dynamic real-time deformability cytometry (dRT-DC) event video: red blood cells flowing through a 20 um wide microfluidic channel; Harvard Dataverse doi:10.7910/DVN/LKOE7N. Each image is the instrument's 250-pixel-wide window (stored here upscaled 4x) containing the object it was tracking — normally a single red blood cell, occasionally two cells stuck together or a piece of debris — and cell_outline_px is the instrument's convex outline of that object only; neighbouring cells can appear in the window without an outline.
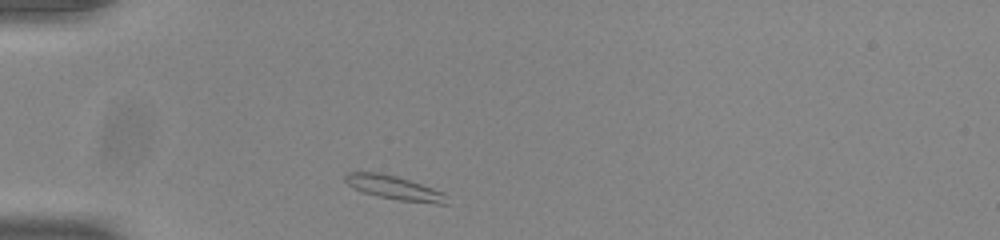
{"species": "common noctule bat (a hibernating species)", "species_latin": "Nyctalus noctula", "temperature_condition": "room temperature", "stored_images_in_passage": 39, "camera_frame_rate_fps": 3000, "um_per_image_px": 0.085, "animal": {"sex": "male", "body_mass_g": 20.0, "forearm_length_mm": 53.3}, "frame": {"image": 1, "passage_image": 1, "time_ms": 0.0, "image_size_px": [1000, 240], "cell_outline_px": [[448, 204], [436, 204], [396, 200], [364, 192], [348, 184], [344, 180], [344, 176], [348, 172], [376, 172], [396, 176], [444, 192]], "centroid_in_image_um": [33.53, 15.96], "position_along_channel_um": 51.5, "area_um2": 13.87}}
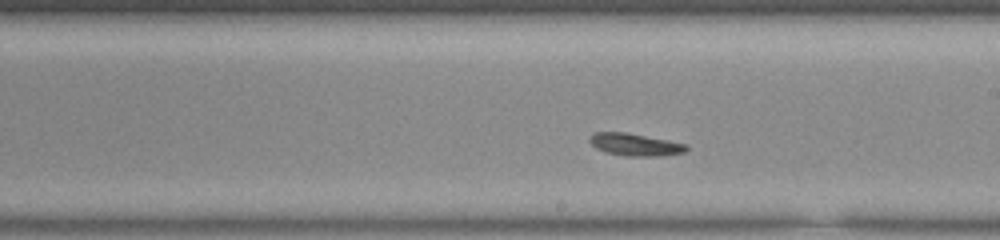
{"frame": {"image": 2, "passage_image": 17, "time_ms": 5.333, "image_size_px": [1000, 240], "cell_outline_px": [[688, 148], [684, 152], [660, 156], [628, 156], [608, 152], [596, 148], [588, 140], [588, 136], [596, 132], [628, 132], [688, 144]], "centroid_in_image_um": [53.99, 12.27], "position_along_channel_um": 235.0, "area_um2": 12.6}}
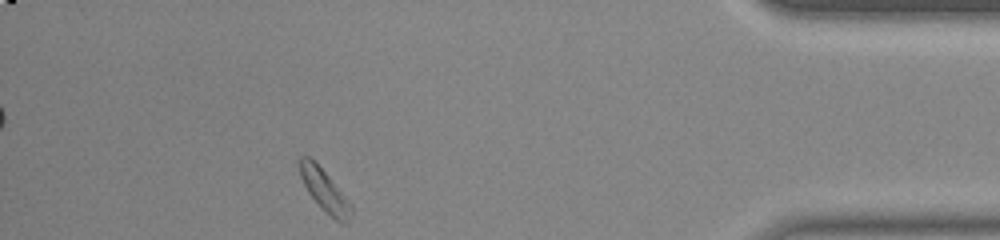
{"frame": {"image": 3, "passage_image": 34, "time_ms": 11.0, "image_size_px": [1000, 240], "cell_outline_px": [[352, 212], [348, 224], [344, 224], [336, 220], [308, 192], [300, 176], [300, 156], [308, 156], [328, 176], [352, 204]], "centroid_in_image_um": [27.62, 16.21], "position_along_channel_um": 407.6, "area_um2": 11.96}, "authors_computed_cell_mechanics": {"area_um2": 12.6582, "velocity_mm_per_s": 3.7997, "shape_relaxation_time_tau1_ms": 4.7951, "shape_relaxation_time_tau2_ms": 1.7064, "deformation_change_tau1": 0.0862, "deformation_change_tau2": 0.0508}}